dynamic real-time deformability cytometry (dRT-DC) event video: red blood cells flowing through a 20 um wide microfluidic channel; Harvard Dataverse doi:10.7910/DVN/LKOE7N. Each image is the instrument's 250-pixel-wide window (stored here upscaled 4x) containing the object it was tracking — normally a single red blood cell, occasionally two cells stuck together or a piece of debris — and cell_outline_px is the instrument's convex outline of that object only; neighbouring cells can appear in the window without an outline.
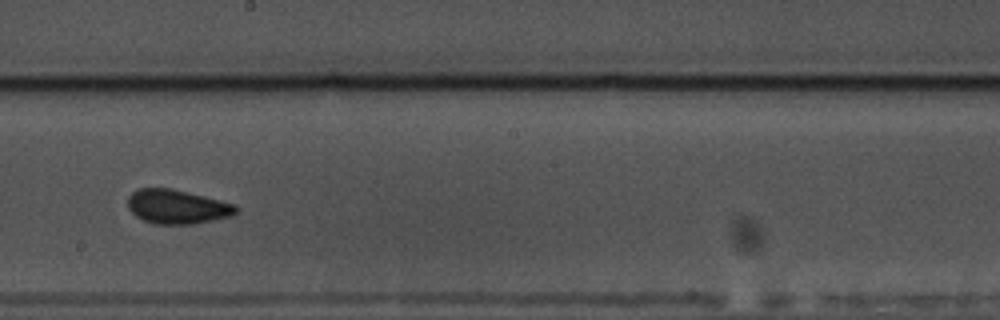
{"species": "common noctule bat (a hibernating species)", "species_latin": "Nyctalus noctula", "temperature_condition": "warm", "stored_images_in_passage": 44, "camera_frame_rate_fps": 3000, "um_per_image_px": 0.085, "animal": {"sex": "male", "body_mass_g": 17.5, "forearm_length_mm": 52.3}, "frame": {"image": 1, "passage_image": 19, "time_ms": 6.0, "image_size_px": [1000, 320], "cell_outline_px": [[240, 208], [232, 216], [196, 224], [152, 224], [136, 216], [128, 208], [128, 196], [132, 192], [140, 188], [172, 188], [236, 204]], "centroid_in_image_um": [15.08, 17.58], "position_along_channel_um": 233.1, "area_um2": 21.73}, "authors_computed_cell_mechanics": {"area_um2": 20.6924, "velocity_mm_per_s": 3.5015, "shape_relaxation_time_tau1_ms": 4.2058, "shape_relaxation_time_tau2_ms": 1.2356, "deformation_change_tau1": 0.1002, "deformation_change_tau2": 0.0584}}